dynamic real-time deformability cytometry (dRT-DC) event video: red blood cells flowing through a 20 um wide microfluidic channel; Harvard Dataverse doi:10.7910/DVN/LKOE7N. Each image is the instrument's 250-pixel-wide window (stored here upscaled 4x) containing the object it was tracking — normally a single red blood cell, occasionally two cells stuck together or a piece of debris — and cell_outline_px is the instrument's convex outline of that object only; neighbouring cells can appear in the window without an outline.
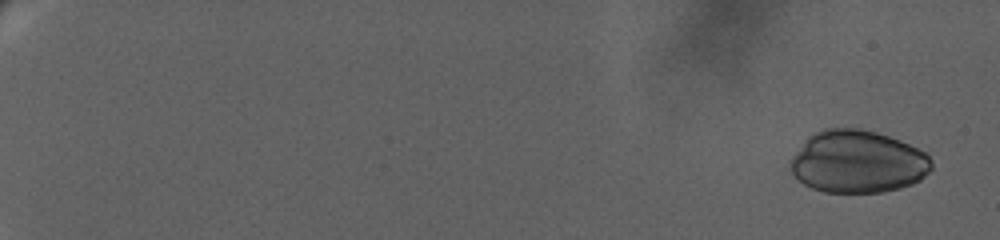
{"species": "human", "species_latin": "Homo sapiens", "temperature_condition": "warm", "stored_images_in_passage": 54, "camera_frame_rate_fps": 3000, "um_per_image_px": 0.085, "donor": {"sex": "female"}, "frame": {"image": 1, "passage_image": 1, "time_ms": 0.0, "image_size_px": [1000, 240], "cell_outline_px": [[932, 168], [920, 180], [912, 184], [900, 188], [884, 192], [824, 192], [812, 188], [804, 184], [788, 168], [788, 164], [792, 156], [804, 140], [808, 136], [824, 128], [860, 128], [876, 132], [900, 140], [924, 152], [932, 160]], "centroid_in_image_um": [72.88, 13.74], "position_along_channel_um": 12.1, "area_um2": 51.56}}
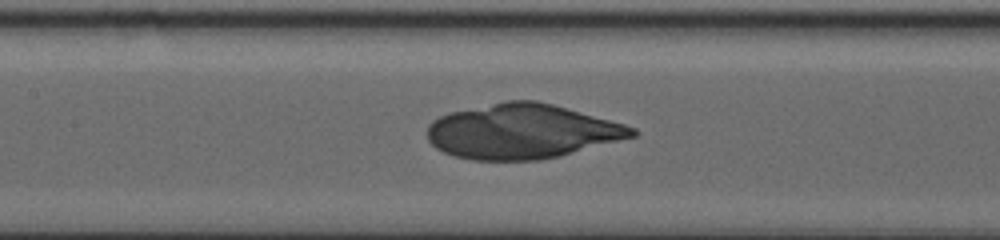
{"frame": {"image": 2, "passage_image": 28, "time_ms": 12.333, "image_size_px": [1000, 240], "cell_outline_px": [[640, 132], [636, 136], [560, 156], [540, 160], [472, 160], [456, 156], [444, 152], [436, 148], [428, 140], [428, 124], [432, 120], [448, 112], [504, 100], [536, 100], [552, 104], [624, 124], [636, 128]], "centroid_in_image_um": [44.35, 11.16], "position_along_channel_um": 163.0, "area_um2": 65.37}}
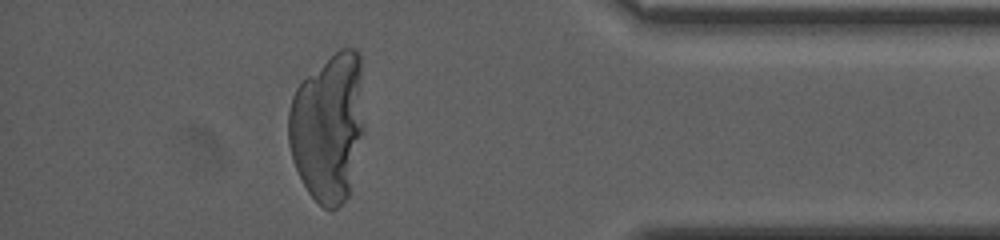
{"frame": {"image": 3, "passage_image": 49, "time_ms": 21.0, "image_size_px": [1000, 240], "cell_outline_px": [[364, 132], [348, 196], [332, 212], [324, 208], [308, 192], [292, 160], [288, 144], [288, 112], [292, 96], [296, 88], [308, 76], [340, 48], [356, 48], [360, 52], [364, 124]], "centroid_in_image_um": [27.9, 10.82], "position_along_channel_um": 407.3, "area_um2": 65.89}}